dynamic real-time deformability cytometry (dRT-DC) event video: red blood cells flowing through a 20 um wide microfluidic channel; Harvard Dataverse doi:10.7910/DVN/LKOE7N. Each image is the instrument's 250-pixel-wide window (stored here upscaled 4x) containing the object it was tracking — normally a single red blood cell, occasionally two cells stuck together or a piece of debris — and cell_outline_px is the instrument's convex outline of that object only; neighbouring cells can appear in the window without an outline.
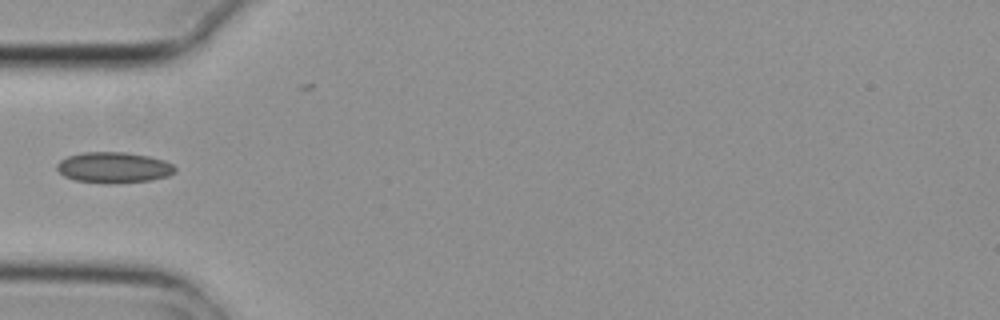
{"species": "common noctule bat (a hibernating species)", "species_latin": "Nyctalus noctula", "temperature_condition": "cold", "stored_images_in_passage": 6, "camera_frame_rate_fps": 3000, "um_per_image_px": 0.085, "animal": {"sex": "female", "body_mass_g": 29.2, "forearm_length_mm": 56.3}, "frame": {"image": 1, "passage_image": 5, "time_ms": 1.333, "image_size_px": [1000, 320], "cell_outline_px": [[176, 172], [168, 176], [152, 180], [112, 184], [104, 184], [76, 180], [64, 176], [56, 168], [56, 164], [60, 160], [68, 156], [84, 152], [124, 152], [148, 156], [164, 160], [172, 164], [176, 168]], "centroid_in_image_um": [9.68, 14.25], "position_along_channel_um": 75.3, "area_um2": 21.39}}
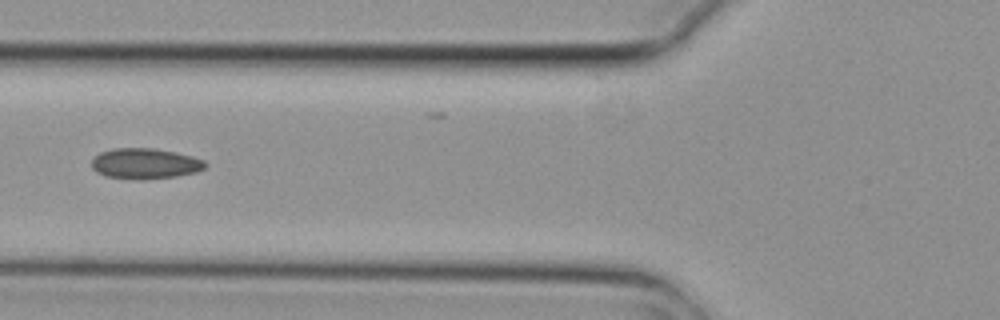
{"frame": {"image": 2, "passage_image": 6, "time_ms": 1.667, "image_size_px": [1000, 320], "cell_outline_px": [[208, 164], [204, 168], [196, 172], [176, 176], [144, 180], [140, 180], [104, 176], [96, 172], [92, 168], [92, 160], [100, 152], [112, 148], [152, 148], [176, 152], [192, 156], [204, 160]], "centroid_in_image_um": [12.33, 13.91], "position_along_channel_um": 113.5, "area_um2": 20.4}}